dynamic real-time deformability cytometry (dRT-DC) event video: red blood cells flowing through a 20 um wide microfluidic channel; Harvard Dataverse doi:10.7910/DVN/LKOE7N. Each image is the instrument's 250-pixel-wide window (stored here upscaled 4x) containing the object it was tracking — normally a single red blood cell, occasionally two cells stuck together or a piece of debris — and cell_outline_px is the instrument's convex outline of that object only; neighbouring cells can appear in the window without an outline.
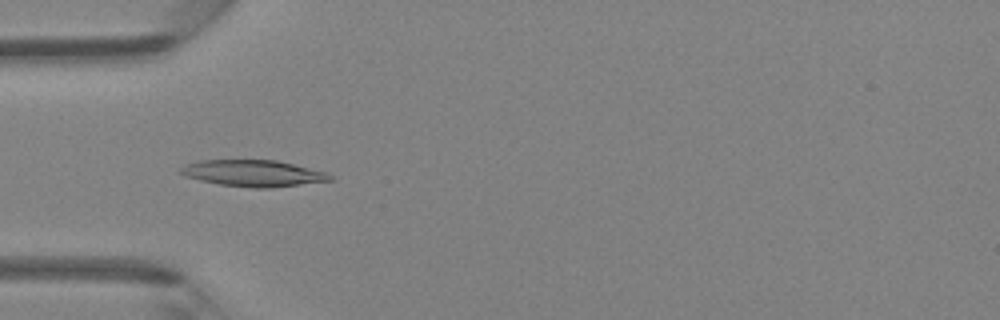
{"species": "Egyptian fruit bat (a non-hibernating species)", "species_latin": "Rousettus aegyptiacus", "temperature_condition": "room temperature", "stored_images_in_passage": 39, "camera_frame_rate_fps": 3000, "um_per_image_px": 0.085, "animal": {"sex": "female"}, "frame": {"image": 1, "passage_image": 7, "time_ms": 2.0, "image_size_px": [1000, 320], "cell_outline_px": [[336, 180], [272, 188], [252, 188], [220, 184], [200, 180], [184, 176], [180, 172], [180, 168], [184, 164], [200, 160], [276, 160], [328, 172]], "centroid_in_image_um": [21.56, 14.73], "position_along_channel_um": 63.4, "area_um2": 23.24}}
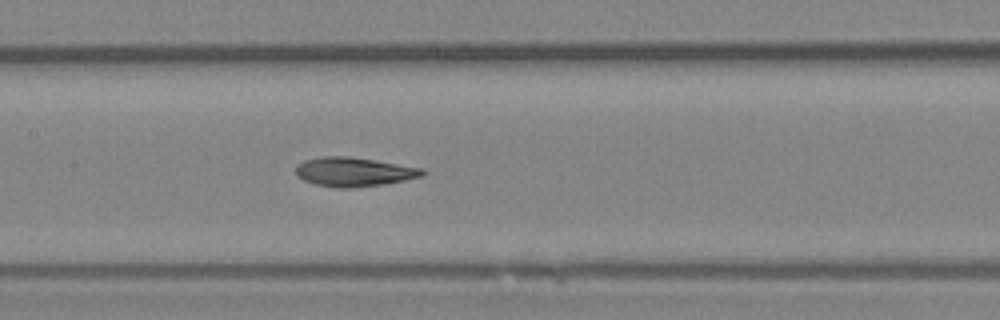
{"frame": {"image": 2, "passage_image": 15, "time_ms": 4.667, "image_size_px": [1000, 320], "cell_outline_px": [[424, 176], [404, 180], [380, 184], [348, 188], [336, 188], [316, 184], [304, 180], [296, 176], [296, 168], [304, 160], [320, 156], [348, 156], [424, 168]], "centroid_in_image_um": [30.07, 14.6], "position_along_channel_um": 177.3, "area_um2": 21.27}}
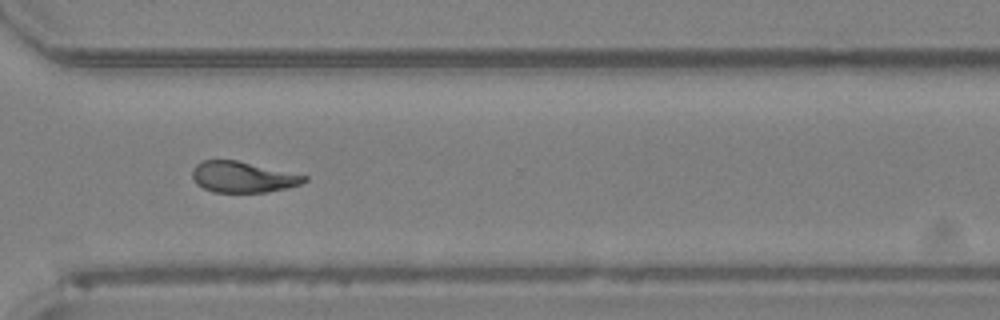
{"frame": {"image": 3, "passage_image": 27, "time_ms": 8.667, "image_size_px": [1000, 320], "cell_outline_px": [[308, 180], [300, 184], [268, 192], [212, 192], [196, 184], [192, 176], [192, 168], [200, 160], [236, 160], [308, 176]], "centroid_in_image_um": [20.6, 15.04], "position_along_channel_um": 350.0, "area_um2": 20.11}, "authors_computed_cell_mechanics": {"area_um2": 21.2704, "velocity_mm_per_s": 4.3186, "shape_relaxation_time_tau1_ms": 7.3129, "shape_relaxation_time_tau2_ms": 2.6029, "deformation_change_tau1": 0.1905, "deformation_change_tau2": 0.0969}}